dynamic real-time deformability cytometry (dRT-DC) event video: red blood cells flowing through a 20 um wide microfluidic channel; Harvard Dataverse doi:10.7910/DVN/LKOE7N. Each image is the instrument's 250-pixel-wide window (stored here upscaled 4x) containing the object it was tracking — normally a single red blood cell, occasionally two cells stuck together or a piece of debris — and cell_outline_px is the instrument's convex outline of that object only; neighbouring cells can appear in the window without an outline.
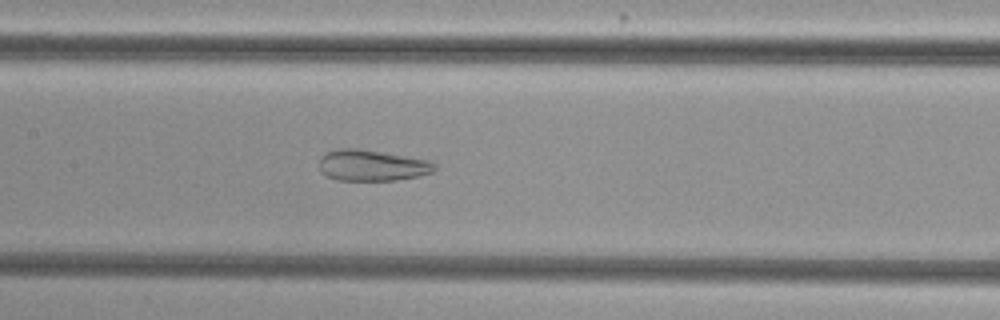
{"species": "common noctule bat (a hibernating species)", "species_latin": "Nyctalus noctula", "temperature_condition": "cold", "stored_images_in_passage": 50, "camera_frame_rate_fps": 3000, "um_per_image_px": 0.085, "animal": {"sex": "female", "body_mass_g": 29.2, "forearm_length_mm": 56.3}, "frame": {"image": 1, "passage_image": 27, "time_ms": 8.667, "image_size_px": [1000, 320], "cell_outline_px": [[436, 168], [432, 172], [420, 176], [396, 180], [336, 180], [320, 172], [320, 156], [324, 152], [340, 148], [356, 148], [428, 160], [436, 164]], "centroid_in_image_um": [31.59, 14.06], "position_along_channel_um": 175.8, "area_um2": 20.87}}
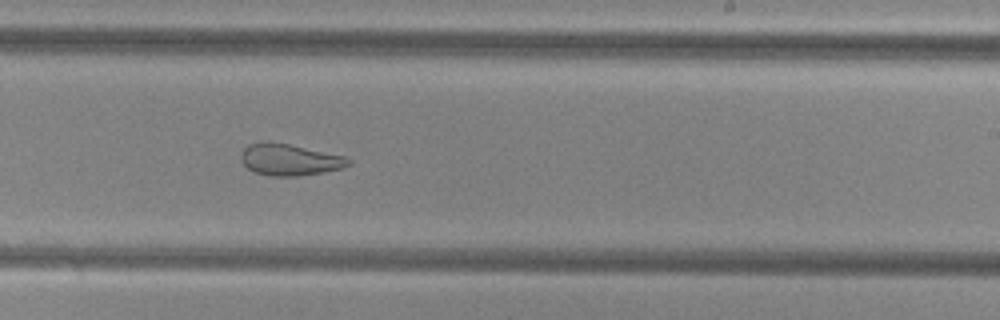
{"frame": {"image": 2, "passage_image": 34, "time_ms": 11.0, "image_size_px": [1000, 320], "cell_outline_px": [[352, 164], [344, 168], [300, 176], [268, 176], [256, 172], [248, 168], [244, 164], [240, 156], [244, 148], [248, 144], [264, 140], [268, 140], [288, 144], [344, 156], [352, 160]], "centroid_in_image_um": [24.61, 13.56], "position_along_channel_um": 264.4, "area_um2": 19.88}}
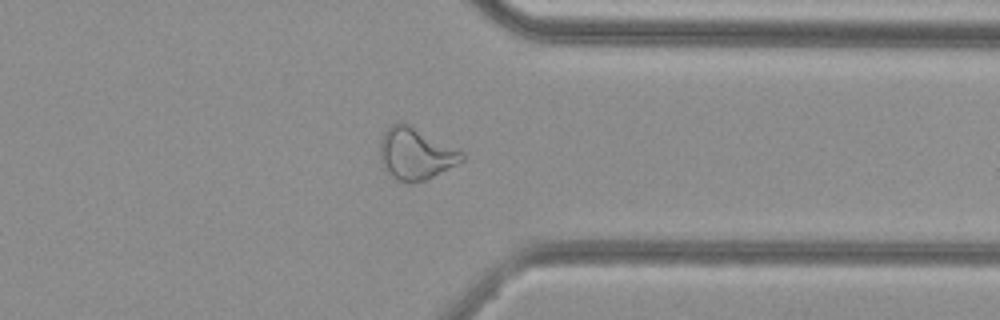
{"frame": {"image": 3, "passage_image": 43, "time_ms": 14.0, "image_size_px": [1000, 320], "cell_outline_px": [[464, 160], [424, 180], [400, 180], [392, 176], [384, 168], [380, 160], [380, 140], [384, 132], [396, 120], [400, 120], [464, 152]], "centroid_in_image_um": [35.3, 13.01], "position_along_channel_um": 376.1, "area_um2": 24.1}, "authors_computed_cell_mechanics": {"area_um2": 26.1256, "velocity_mm_per_s": 3.8095, "shape_relaxation_time_tau1_ms": null, "shape_relaxation_time_tau2_ms": 1.3992, "deformation_change_tau1": null, "deformation_change_tau2": 0.0973}}